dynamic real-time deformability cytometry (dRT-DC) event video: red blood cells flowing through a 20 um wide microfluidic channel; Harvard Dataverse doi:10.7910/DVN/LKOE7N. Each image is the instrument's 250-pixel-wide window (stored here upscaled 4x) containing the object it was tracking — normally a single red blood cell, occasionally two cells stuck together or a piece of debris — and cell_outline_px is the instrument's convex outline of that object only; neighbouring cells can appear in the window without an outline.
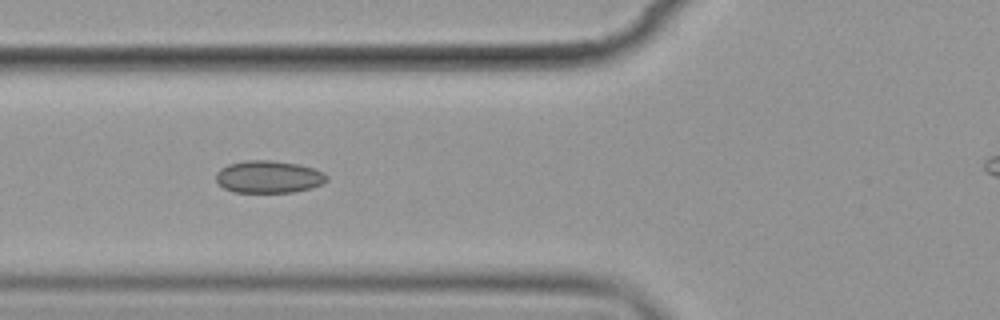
{"species": "common noctule bat (a hibernating species)", "species_latin": "Nyctalus noctula", "temperature_condition": "cold", "stored_images_in_passage": 16, "camera_frame_rate_fps": 3000, "um_per_image_px": 0.085, "animal": {"sex": "female", "body_mass_g": 19.9}, "frame": {"image": 1, "passage_image": 6, "time_ms": 6.667, "image_size_px": [1000, 320], "cell_outline_px": [[328, 180], [312, 188], [292, 192], [232, 192], [224, 188], [216, 180], [216, 172], [220, 168], [228, 164], [244, 160], [268, 160], [300, 164], [324, 172], [328, 176]], "centroid_in_image_um": [22.83, 15.02], "position_along_channel_um": 103.0, "area_um2": 20.98}}
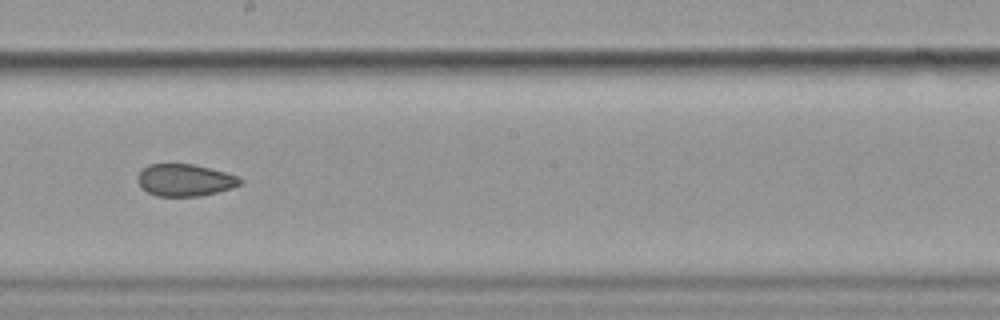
{"frame": {"image": 2, "passage_image": 9, "time_ms": 10.333, "image_size_px": [1000, 320], "cell_outline_px": [[244, 180], [240, 184], [232, 188], [216, 192], [196, 196], [156, 196], [148, 192], [136, 180], [136, 176], [148, 164], [196, 164], [240, 176]], "centroid_in_image_um": [15.74, 15.3], "position_along_channel_um": 232.5, "area_um2": 19.19}}
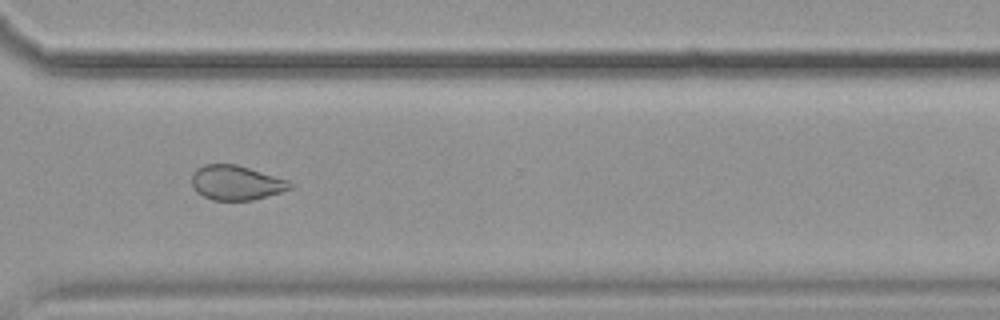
{"frame": {"image": 3, "passage_image": 12, "time_ms": 13.667, "image_size_px": [1000, 320], "cell_outline_px": [[292, 188], [280, 192], [252, 200], [212, 200], [196, 192], [192, 184], [192, 172], [196, 168], [204, 164], [236, 164], [288, 180], [292, 184]], "centroid_in_image_um": [20.04, 15.52], "position_along_channel_um": 350.6, "area_um2": 19.71}, "authors_computed_cell_mechanics": {"area_um2": 22.0218, "velocity_mm_per_s": 3.5438, "shape_relaxation_time_tau1_ms": null, "shape_relaxation_time_tau2_ms": 5.0155, "deformation_change_tau1": null, "deformation_change_tau2": 0.0745}}